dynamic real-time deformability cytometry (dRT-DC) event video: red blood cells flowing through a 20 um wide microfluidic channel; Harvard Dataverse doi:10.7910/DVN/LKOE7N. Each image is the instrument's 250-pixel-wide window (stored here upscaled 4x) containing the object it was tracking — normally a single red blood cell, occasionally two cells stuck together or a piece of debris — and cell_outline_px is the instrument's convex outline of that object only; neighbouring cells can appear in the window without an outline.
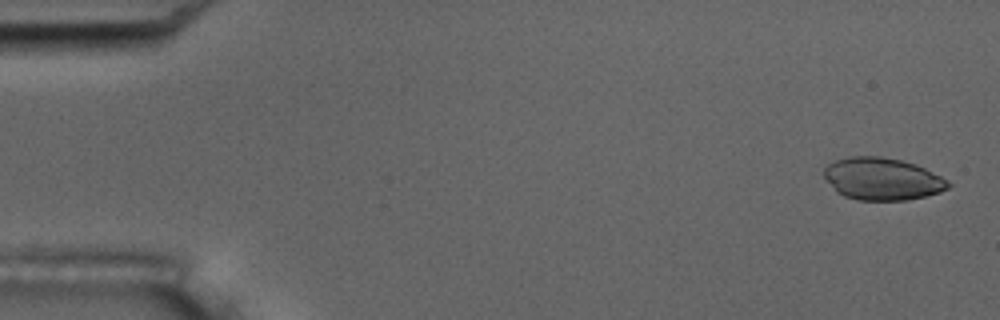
{"species": "common noctule bat (a hibernating species)", "species_latin": "Nyctalus noctula", "temperature_condition": "room temperature", "stored_images_in_passage": 54, "camera_frame_rate_fps": 3000, "um_per_image_px": 0.085, "animal": {"sex": "male", "body_mass_g": 17.5, "forearm_length_mm": 52.3}, "frame": {"image": 1, "passage_image": 2, "time_ms": 0.333, "image_size_px": [1000, 320], "cell_outline_px": [[952, 184], [948, 188], [940, 192], [908, 200], [856, 200], [844, 196], [836, 192], [824, 176], [824, 168], [828, 164], [836, 160], [848, 156], [880, 156], [900, 160], [916, 164], [948, 180]], "centroid_in_image_um": [74.98, 15.21], "position_along_channel_um": 10.0, "area_um2": 30.63}}
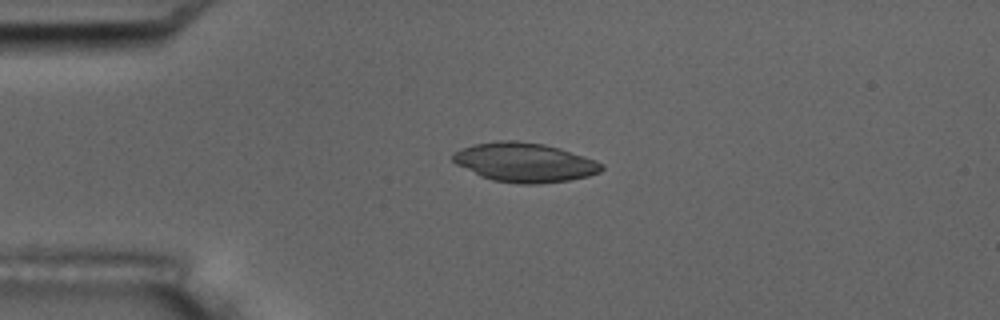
{"frame": {"image": 2, "passage_image": 13, "time_ms": 4.0, "image_size_px": [1000, 320], "cell_outline_px": [[604, 168], [600, 172], [588, 176], [568, 180], [540, 184], [520, 184], [492, 180], [480, 176], [456, 164], [452, 160], [452, 156], [460, 148], [472, 144], [496, 140], [516, 140], [544, 144], [560, 148], [596, 160], [604, 164]], "centroid_in_image_um": [44.59, 13.8], "position_along_channel_um": 40.4, "area_um2": 34.22}}